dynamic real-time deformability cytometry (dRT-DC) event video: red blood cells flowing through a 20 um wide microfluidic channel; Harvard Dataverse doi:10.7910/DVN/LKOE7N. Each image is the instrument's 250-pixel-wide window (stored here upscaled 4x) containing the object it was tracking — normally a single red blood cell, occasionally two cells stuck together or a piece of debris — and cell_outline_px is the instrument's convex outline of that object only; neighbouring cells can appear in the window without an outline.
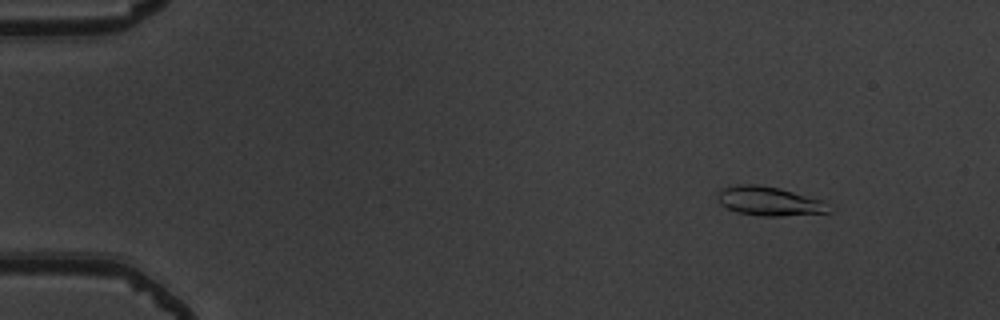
{"species": "common noctule bat (a hibernating species)", "species_latin": "Nyctalus noctula", "temperature_condition": "warm", "stored_images_in_passage": 52, "camera_frame_rate_fps": 3000, "um_per_image_px": 0.085, "animal": {"sex": "male", "body_mass_g": 19.5, "forearm_length_mm": 54.6}, "frame": {"image": 1, "passage_image": 5, "time_ms": 1.333, "image_size_px": [1000, 320], "cell_outline_px": [[832, 212], [780, 216], [760, 216], [736, 212], [720, 204], [716, 196], [720, 188], [736, 184], [756, 184], [780, 188], [824, 200]], "centroid_in_image_um": [65.36, 17.09], "position_along_channel_um": 19.6, "area_um2": 19.07}}
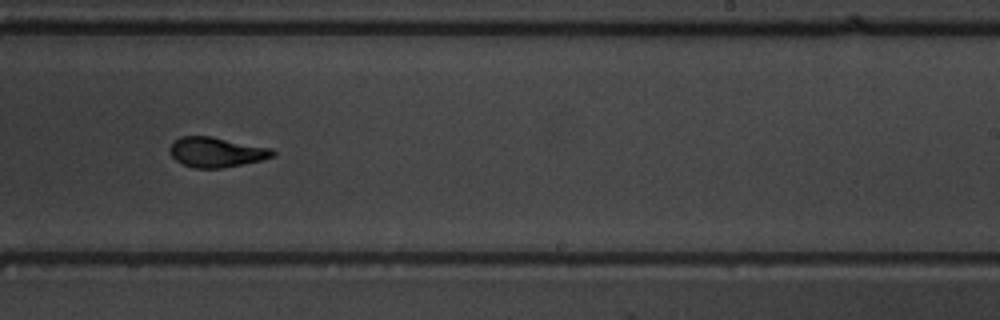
{"frame": {"image": 2, "passage_image": 33, "time_ms": 10.667, "image_size_px": [1000, 320], "cell_outline_px": [[276, 156], [260, 160], [220, 168], [192, 168], [176, 160], [168, 152], [168, 148], [172, 140], [180, 136], [212, 136], [272, 148], [276, 152]], "centroid_in_image_um": [18.35, 12.91], "position_along_channel_um": 270.6, "area_um2": 18.15}}
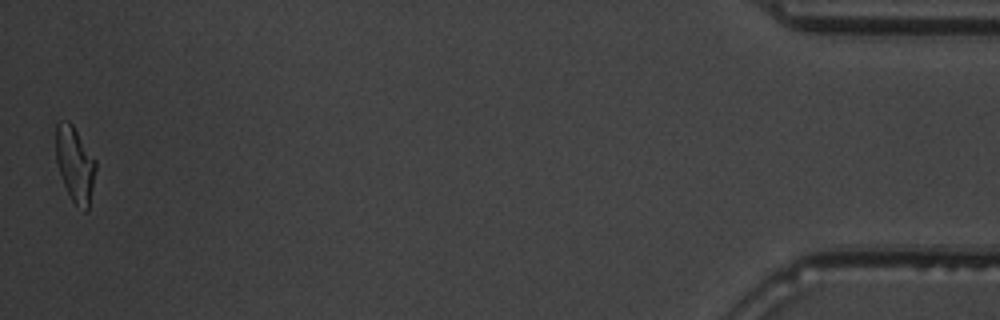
{"frame": {"image": 3, "passage_image": 52, "time_ms": 17.0, "image_size_px": [1000, 320], "cell_outline_px": [[96, 168], [88, 212], [84, 212], [72, 200], [64, 184], [56, 160], [56, 124], [60, 120], [68, 120], [72, 124], [96, 160]], "centroid_in_image_um": [6.38, 13.95], "position_along_channel_um": 428.8, "area_um2": 17.4}, "authors_computed_cell_mechanics": {"area_um2": 18.1492, "velocity_mm_per_s": 3.8508, "shape_relaxation_time_tau1_ms": 3.6873, "shape_relaxation_time_tau2_ms": 1.4316, "deformation_change_tau1": 0.1704, "deformation_change_tau2": 0.0771}}